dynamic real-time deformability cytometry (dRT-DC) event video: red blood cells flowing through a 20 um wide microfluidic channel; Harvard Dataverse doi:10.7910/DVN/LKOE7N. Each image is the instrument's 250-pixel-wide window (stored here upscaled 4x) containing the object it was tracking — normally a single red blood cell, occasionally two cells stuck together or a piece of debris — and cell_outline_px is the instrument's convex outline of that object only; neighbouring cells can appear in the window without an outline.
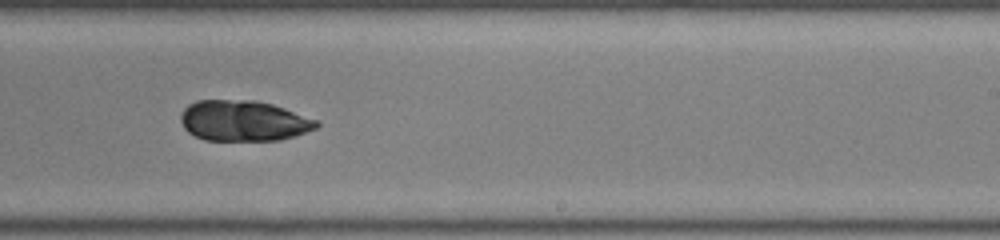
{"species": "common noctule bat (a hibernating species)", "species_latin": "Nyctalus noctula", "temperature_condition": "room temperature", "stored_images_in_passage": 34, "camera_frame_rate_fps": 3000, "um_per_image_px": 0.085, "animal": {"sex": "female", "body_mass_g": 22.0, "forearm_length_mm": 56.7}, "frame": {"image": 1, "passage_image": 20, "time_ms": 6.333, "image_size_px": [1000, 240], "cell_outline_px": [[320, 124], [316, 128], [280, 140], [204, 140], [188, 132], [184, 128], [180, 120], [180, 116], [184, 108], [188, 104], [196, 100], [256, 100], [272, 104], [320, 120]], "centroid_in_image_um": [20.69, 10.25], "position_along_channel_um": 268.3, "area_um2": 32.25}}
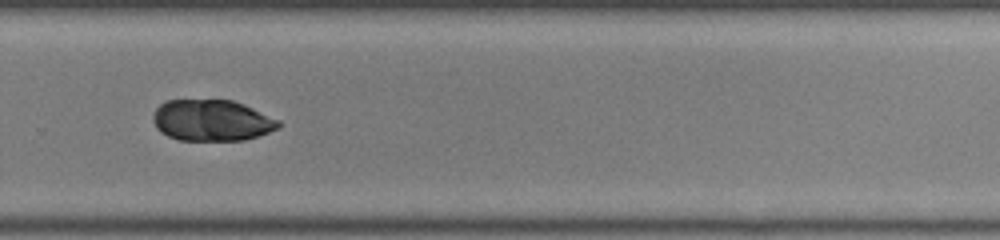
{"frame": {"image": 2, "passage_image": 23, "time_ms": 7.333, "image_size_px": [1000, 240], "cell_outline_px": [[280, 128], [260, 136], [244, 140], [180, 140], [168, 136], [160, 132], [156, 128], [152, 120], [152, 116], [156, 108], [160, 104], [168, 100], [232, 100], [244, 104], [280, 120]], "centroid_in_image_um": [18.01, 10.24], "position_along_channel_um": 311.8, "area_um2": 30.4}}
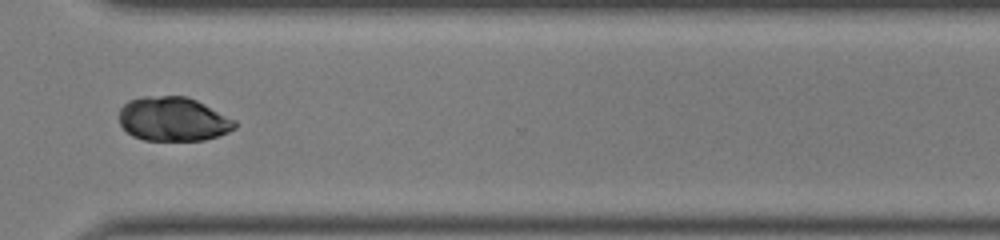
{"frame": {"image": 3, "passage_image": 26, "time_ms": 8.333, "image_size_px": [1000, 240], "cell_outline_px": [[236, 128], [228, 132], [204, 140], [144, 140], [132, 136], [120, 124], [120, 108], [128, 100], [144, 96], [188, 96], [236, 120]], "centroid_in_image_um": [14.71, 10.12], "position_along_channel_um": 355.9, "area_um2": 29.71}}